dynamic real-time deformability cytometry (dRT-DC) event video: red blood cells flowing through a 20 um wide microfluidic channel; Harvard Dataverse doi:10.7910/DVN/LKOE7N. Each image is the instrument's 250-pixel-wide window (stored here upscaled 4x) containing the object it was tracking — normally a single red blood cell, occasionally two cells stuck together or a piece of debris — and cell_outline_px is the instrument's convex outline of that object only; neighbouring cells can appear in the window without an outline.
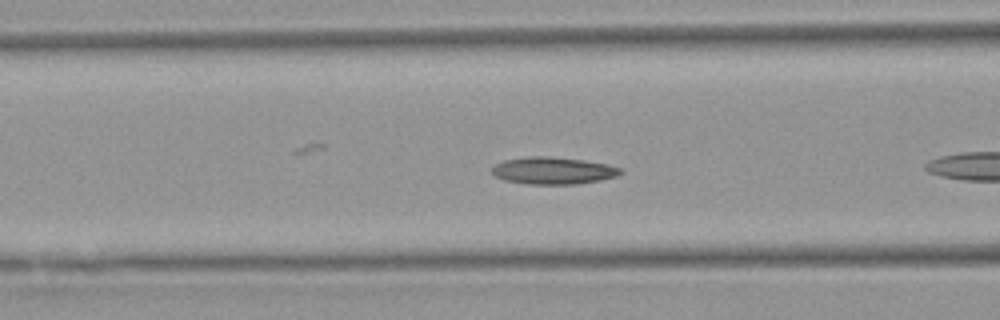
{"species": "Egyptian fruit bat (a non-hibernating species)", "species_latin": "Rousettus aegyptiacus", "temperature_condition": "warm", "stored_images_in_passage": 39, "camera_frame_rate_fps": 3000, "um_per_image_px": 0.085, "animal": {"sex": "female"}, "frame": {"image": 1, "passage_image": 6, "time_ms": 1.667, "image_size_px": [1000, 320], "cell_outline_px": [[624, 172], [616, 176], [600, 180], [576, 184], [528, 184], [504, 180], [496, 176], [492, 172], [492, 168], [496, 164], [504, 160], [528, 156], [552, 156], [584, 160], [608, 164], [624, 168]], "centroid_in_image_um": [47.06, 14.49], "position_along_channel_um": 119.5, "area_um2": 20.46}}
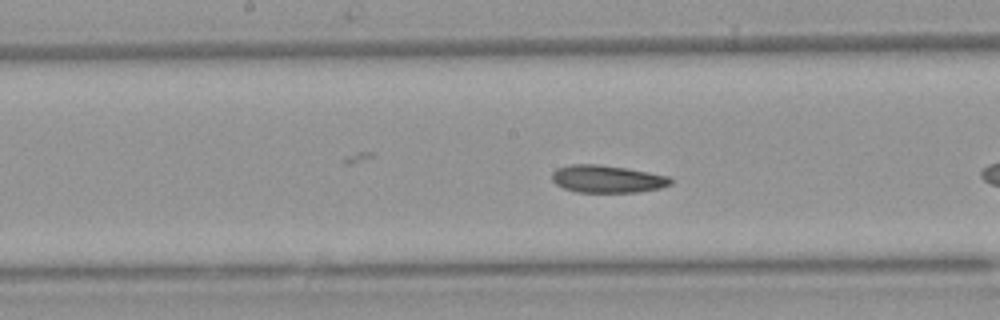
{"frame": {"image": 2, "passage_image": 12, "time_ms": 3.667, "image_size_px": [1000, 320], "cell_outline_px": [[672, 184], [660, 188], [636, 192], [576, 192], [564, 188], [556, 184], [552, 180], [552, 172], [556, 168], [572, 164], [596, 164], [624, 168], [648, 172], [668, 176], [672, 180]], "centroid_in_image_um": [51.59, 15.21], "position_along_channel_um": 196.6, "area_um2": 18.9}, "authors_computed_cell_mechanics": {"area_um2": 19.4208, "velocity_mm_per_s": 3.8613, "shape_relaxation_time_tau1_ms": 7.7673, "shape_relaxation_time_tau2_ms": 8.0176, "deformation_change_tau1": 0.1701, "deformation_change_tau2": 0.1642}}